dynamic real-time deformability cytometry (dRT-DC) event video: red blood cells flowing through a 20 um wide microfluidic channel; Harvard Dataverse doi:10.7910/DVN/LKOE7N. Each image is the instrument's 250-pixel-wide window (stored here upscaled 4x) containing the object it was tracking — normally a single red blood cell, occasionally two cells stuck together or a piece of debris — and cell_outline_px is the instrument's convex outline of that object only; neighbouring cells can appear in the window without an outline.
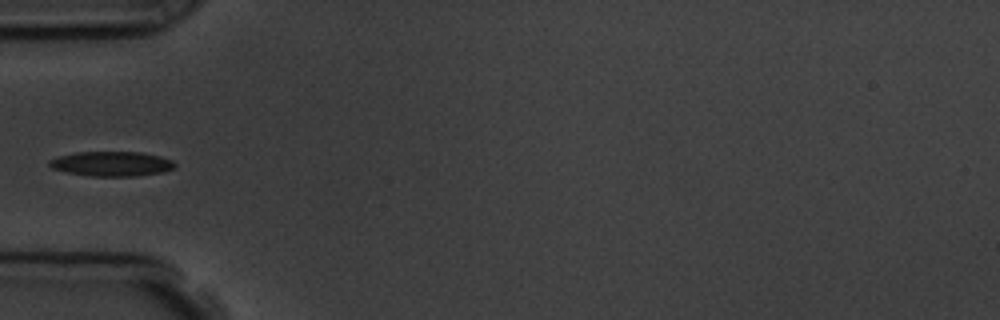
{"species": "common noctule bat (a hibernating species)", "species_latin": "Nyctalus noctula", "temperature_condition": "room temperature", "stored_images_in_passage": 4, "camera_frame_rate_fps": 3000, "um_per_image_px": 0.085, "animal": {"sex": "male", "body_mass_g": 19.5, "forearm_length_mm": 54.6}, "frame": {"image": 1, "passage_image": 4, "time_ms": 3.333, "image_size_px": [1000, 320], "cell_outline_px": [[176, 168], [164, 172], [136, 176], [92, 176], [64, 172], [52, 168], [48, 164], [48, 160], [60, 156], [76, 152], [140, 152], [160, 156], [172, 160], [176, 164]], "centroid_in_image_um": [9.51, 13.93], "position_along_channel_um": 75.5, "area_um2": 18.21}}